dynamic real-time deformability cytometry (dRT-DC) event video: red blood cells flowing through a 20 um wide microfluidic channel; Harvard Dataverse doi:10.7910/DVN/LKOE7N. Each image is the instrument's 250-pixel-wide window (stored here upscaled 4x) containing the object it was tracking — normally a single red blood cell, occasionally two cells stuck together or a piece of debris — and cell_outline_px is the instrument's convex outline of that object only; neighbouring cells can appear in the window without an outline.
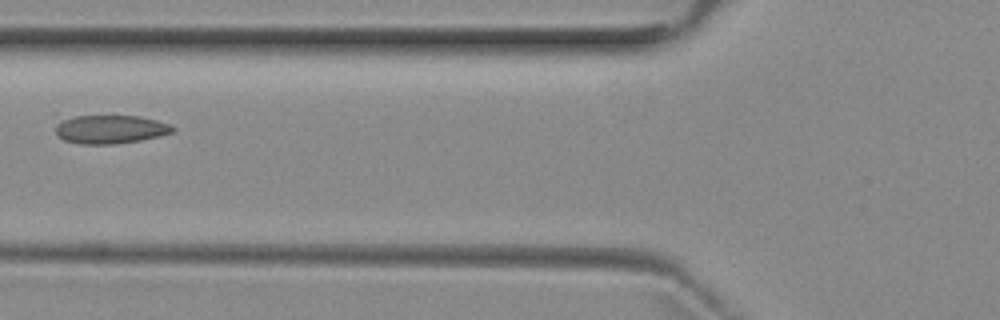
{"species": "common noctule bat (a hibernating species)", "species_latin": "Nyctalus noctula", "temperature_condition": "room temperature", "stored_images_in_passage": 3, "camera_frame_rate_fps": 3000, "um_per_image_px": 0.085, "animal": {"sex": "female", "body_mass_g": 29.2, "forearm_length_mm": 56.3}, "frame": {"image": 1, "passage_image": 3, "time_ms": 2.333, "image_size_px": [1000, 320], "cell_outline_px": [[176, 128], [172, 132], [160, 136], [140, 140], [116, 144], [80, 144], [64, 140], [56, 136], [52, 112], [56, 112], [140, 116], [156, 120], [168, 124]], "centroid_in_image_um": [9.08, 10.89], "position_along_channel_um": 116.7, "area_um2": 21.44}}